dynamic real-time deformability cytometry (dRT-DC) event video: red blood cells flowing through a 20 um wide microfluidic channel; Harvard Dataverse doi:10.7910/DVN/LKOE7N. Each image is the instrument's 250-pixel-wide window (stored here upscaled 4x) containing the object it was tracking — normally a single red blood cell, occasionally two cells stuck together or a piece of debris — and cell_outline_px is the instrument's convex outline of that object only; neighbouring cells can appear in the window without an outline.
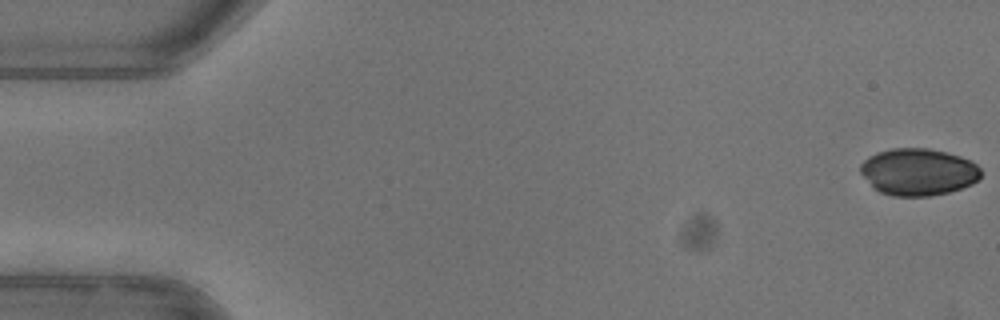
{"species": "common noctule bat (a hibernating species)", "species_latin": "Nyctalus noctula", "temperature_condition": "warm", "stored_images_in_passage": 52, "camera_frame_rate_fps": 3000, "um_per_image_px": 0.085, "animal": {"sex": "female"}, "frame": {"image": 1, "passage_image": 1, "time_ms": 0.0, "image_size_px": [1000, 320], "cell_outline_px": [[980, 176], [972, 184], [948, 192], [928, 196], [892, 196], [880, 192], [860, 172], [860, 164], [868, 156], [876, 152], [892, 148], [928, 148], [960, 156], [972, 160], [980, 168]], "centroid_in_image_um": [78.05, 14.6], "position_along_channel_um": 7.0, "area_um2": 32.83}}
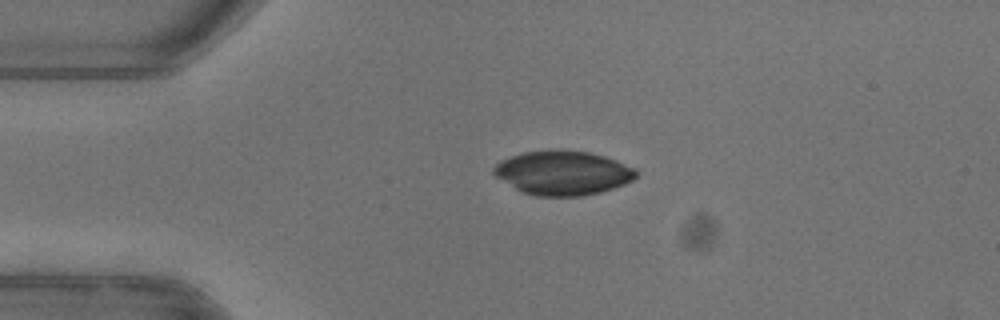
{"frame": {"image": 2, "passage_image": 12, "time_ms": 3.667, "image_size_px": [1000, 320], "cell_outline_px": [[640, 172], [632, 180], [624, 184], [600, 192], [580, 196], [536, 196], [524, 192], [516, 188], [496, 176], [492, 172], [492, 168], [500, 160], [524, 152], [588, 152], [604, 156], [616, 160], [636, 168]], "centroid_in_image_um": [47.88, 14.72], "position_along_channel_um": 37.1, "area_um2": 35.84}}